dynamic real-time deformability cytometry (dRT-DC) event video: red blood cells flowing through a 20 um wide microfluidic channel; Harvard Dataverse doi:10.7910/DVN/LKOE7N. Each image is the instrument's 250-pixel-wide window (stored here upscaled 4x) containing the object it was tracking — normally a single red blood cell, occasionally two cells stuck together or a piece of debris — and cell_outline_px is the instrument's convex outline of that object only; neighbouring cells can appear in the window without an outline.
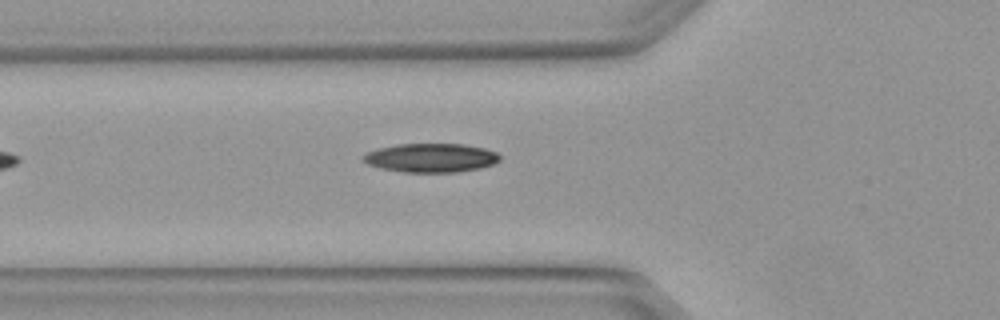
{"species": "Egyptian fruit bat (a non-hibernating species)", "species_latin": "Rousettus aegyptiacus", "temperature_condition": "warm", "stored_images_in_passage": 4, "camera_frame_rate_fps": 3000, "um_per_image_px": 0.085, "animal": {"sex": "female"}, "frame": {"image": 1, "passage_image": 4, "time_ms": 1.0, "image_size_px": [1000, 320], "cell_outline_px": [[500, 160], [492, 164], [480, 168], [456, 172], [404, 172], [380, 168], [368, 164], [360, 160], [360, 156], [364, 152], [376, 148], [396, 144], [464, 144], [484, 148], [496, 152], [500, 156]], "centroid_in_image_um": [36.55, 13.41], "position_along_channel_um": 89.2, "area_um2": 23.24}}